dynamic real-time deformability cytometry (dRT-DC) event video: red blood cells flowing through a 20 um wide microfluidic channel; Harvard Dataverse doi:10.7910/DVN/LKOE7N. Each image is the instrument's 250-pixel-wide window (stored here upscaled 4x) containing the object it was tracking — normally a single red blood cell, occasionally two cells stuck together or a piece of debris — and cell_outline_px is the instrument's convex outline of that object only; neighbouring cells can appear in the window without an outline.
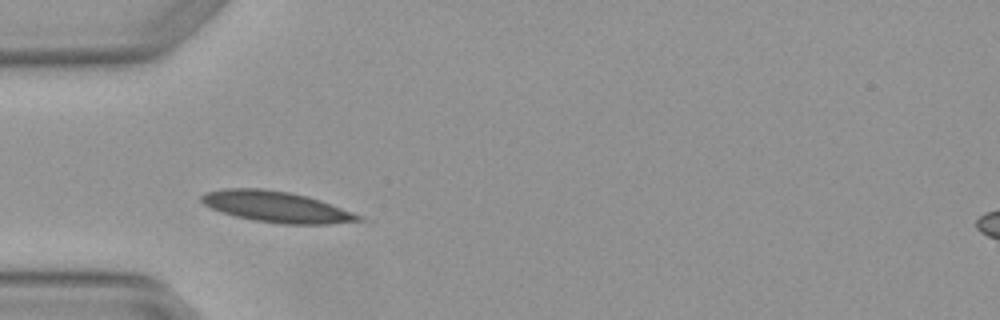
{"species": "Egyptian fruit bat (a non-hibernating species)", "species_latin": "Rousettus aegyptiacus", "temperature_condition": "warm", "stored_images_in_passage": 3, "camera_frame_rate_fps": 3000, "um_per_image_px": 0.085, "animal": {"sex": "female"}, "frame": {"image": 1, "passage_image": 2, "time_ms": 0.333, "image_size_px": [1000, 320], "cell_outline_px": [[372, 220], [328, 224], [284, 224], [256, 220], [236, 216], [212, 208], [204, 204], [200, 200], [200, 196], [208, 192], [224, 188], [264, 188], [288, 192], [308, 196], [320, 200], [364, 216]], "centroid_in_image_um": [23.59, 17.58], "position_along_channel_um": 61.4, "area_um2": 28.32}}
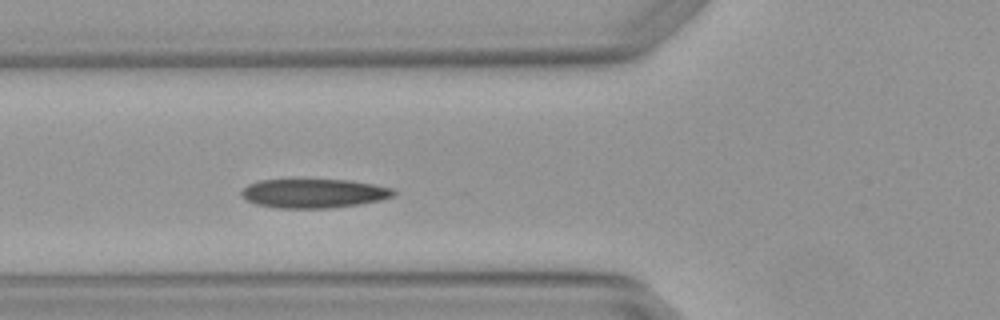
{"frame": {"image": 2, "passage_image": 3, "time_ms": 0.667, "image_size_px": [1000, 320], "cell_outline_px": [[396, 196], [380, 200], [360, 204], [332, 208], [276, 208], [256, 204], [240, 196], [240, 192], [248, 184], [260, 180], [348, 180], [372, 184], [392, 188], [396, 192]], "centroid_in_image_um": [26.68, 16.44], "position_along_channel_um": 99.1, "area_um2": 25.78}}